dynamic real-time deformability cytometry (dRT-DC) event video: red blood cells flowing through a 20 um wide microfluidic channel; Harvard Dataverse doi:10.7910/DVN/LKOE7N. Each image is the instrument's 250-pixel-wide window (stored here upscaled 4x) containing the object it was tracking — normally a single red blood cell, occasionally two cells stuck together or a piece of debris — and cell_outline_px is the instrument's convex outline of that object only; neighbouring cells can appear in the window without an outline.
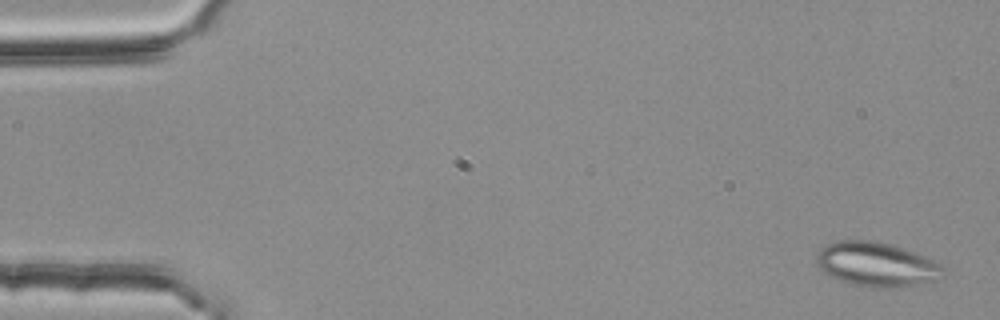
{"species": "common noctule bat (a hibernating species)", "species_latin": "Nyctalus noctula", "temperature_condition": "room temperature", "stored_images_in_passage": 5, "camera_frame_rate_fps": 3000, "um_per_image_px": 0.085, "animal": {"sex": "female", "body_mass_g": 25.1}, "frame": {"image": 1, "passage_image": 1, "time_ms": 0.0, "image_size_px": [1000, 320], "cell_outline_px": [[944, 276], [940, 280], [916, 284], [888, 288], [872, 288], [852, 284], [840, 280], [820, 272], [816, 264], [816, 252], [824, 244], [836, 240], [876, 240], [892, 244], [916, 252], [944, 264]], "centroid_in_image_um": [74.5, 22.46], "position_along_channel_um": 10.5, "area_um2": 33.64}}